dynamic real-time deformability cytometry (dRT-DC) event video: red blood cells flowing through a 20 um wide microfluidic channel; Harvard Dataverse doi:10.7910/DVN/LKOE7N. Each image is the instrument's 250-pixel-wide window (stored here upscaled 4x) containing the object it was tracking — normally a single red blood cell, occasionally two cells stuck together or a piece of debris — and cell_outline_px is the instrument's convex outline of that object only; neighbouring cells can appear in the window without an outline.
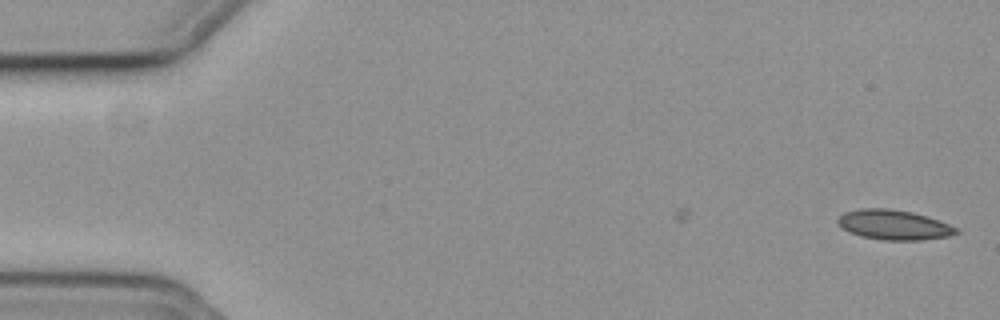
{"species": "common noctule bat (a hibernating species)", "species_latin": "Nyctalus noctula", "temperature_condition": "cold", "stored_images_in_passage": 49, "camera_frame_rate_fps": 3000, "um_per_image_px": 0.085, "animal": {"sex": "female", "body_mass_g": 19.3, "forearm_length_mm": 54.1}, "frame": {"image": 1, "passage_image": 1, "time_ms": 0.0, "image_size_px": [1000, 320], "cell_outline_px": [[960, 232], [948, 236], [920, 240], [884, 240], [860, 236], [848, 232], [836, 220], [844, 212], [860, 208], [888, 208], [912, 212], [948, 224], [956, 228]], "centroid_in_image_um": [75.94, 19.11], "position_along_channel_um": 9.1, "area_um2": 20.35}}
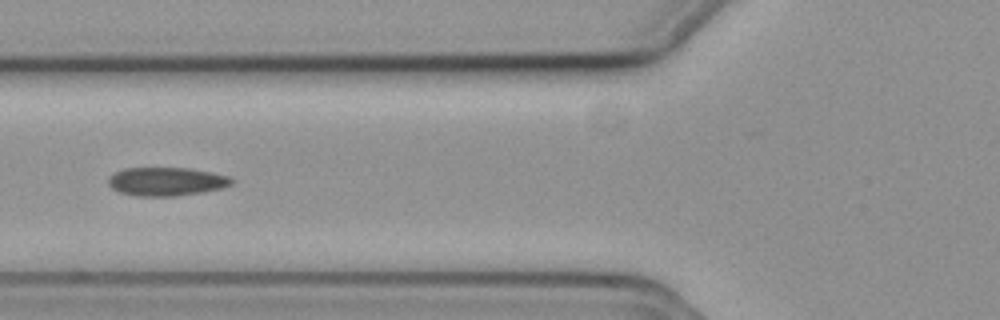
{"frame": {"image": 2, "passage_image": 21, "time_ms": 6.667, "image_size_px": [1000, 320], "cell_outline_px": [[232, 184], [220, 188], [204, 192], [176, 196], [136, 196], [120, 192], [112, 188], [108, 184], [108, 176], [124, 168], [188, 168], [212, 172], [228, 176], [232, 180]], "centroid_in_image_um": [14.12, 15.43], "position_along_channel_um": 111.7, "area_um2": 20.46}}
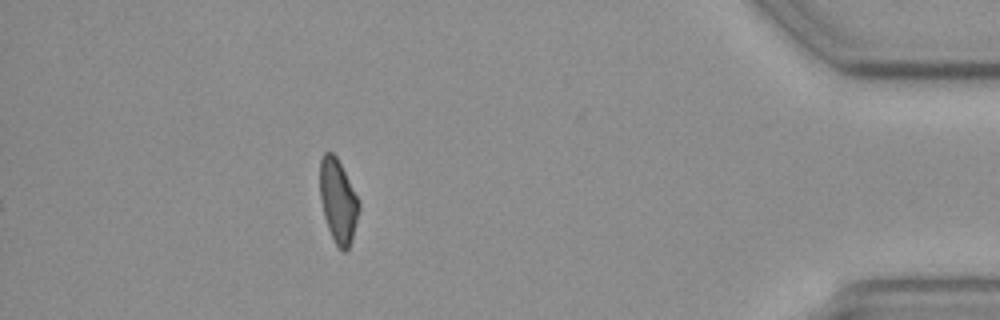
{"frame": {"image": 3, "passage_image": 49, "time_ms": 16.0, "image_size_px": [1000, 320], "cell_outline_px": [[360, 208], [352, 236], [348, 248], [344, 252], [340, 252], [328, 228], [324, 216], [320, 200], [320, 160], [324, 152], [332, 152], [336, 156], [360, 204]], "centroid_in_image_um": [28.71, 17.09], "position_along_channel_um": 406.5, "area_um2": 18.61}, "authors_computed_cell_mechanics": {"area_um2": 20.2878, "velocity_mm_per_s": 3.7493, "shape_relaxation_time_tau1_ms": null, "shape_relaxation_time_tau2_ms": 4.775, "deformation_change_tau1": null, "deformation_change_tau2": 0.1107}}